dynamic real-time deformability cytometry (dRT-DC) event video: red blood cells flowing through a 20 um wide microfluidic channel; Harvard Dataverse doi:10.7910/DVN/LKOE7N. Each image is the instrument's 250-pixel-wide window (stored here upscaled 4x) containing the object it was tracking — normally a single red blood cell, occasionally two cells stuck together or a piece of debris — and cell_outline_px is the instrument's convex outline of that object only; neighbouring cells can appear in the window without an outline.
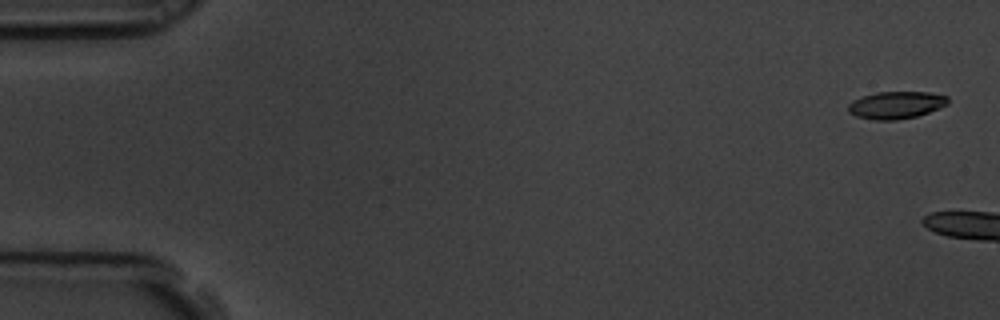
{"species": "common noctule bat (a hibernating species)", "species_latin": "Nyctalus noctula", "temperature_condition": "room temperature", "stored_images_in_passage": 4, "camera_frame_rate_fps": 3000, "um_per_image_px": 0.085, "animal": {"sex": "male", "body_mass_g": 19.5, "forearm_length_mm": 54.6}, "frame": {"image": 1, "passage_image": 1, "time_ms": 0.0, "image_size_px": [1000, 320], "cell_outline_px": [[948, 104], [928, 112], [916, 116], [896, 120], [872, 120], [856, 116], [848, 112], [848, 104], [852, 100], [876, 92], [928, 92], [948, 96]], "centroid_in_image_um": [76.14, 8.93], "position_along_channel_um": 8.9, "area_um2": 15.84}}